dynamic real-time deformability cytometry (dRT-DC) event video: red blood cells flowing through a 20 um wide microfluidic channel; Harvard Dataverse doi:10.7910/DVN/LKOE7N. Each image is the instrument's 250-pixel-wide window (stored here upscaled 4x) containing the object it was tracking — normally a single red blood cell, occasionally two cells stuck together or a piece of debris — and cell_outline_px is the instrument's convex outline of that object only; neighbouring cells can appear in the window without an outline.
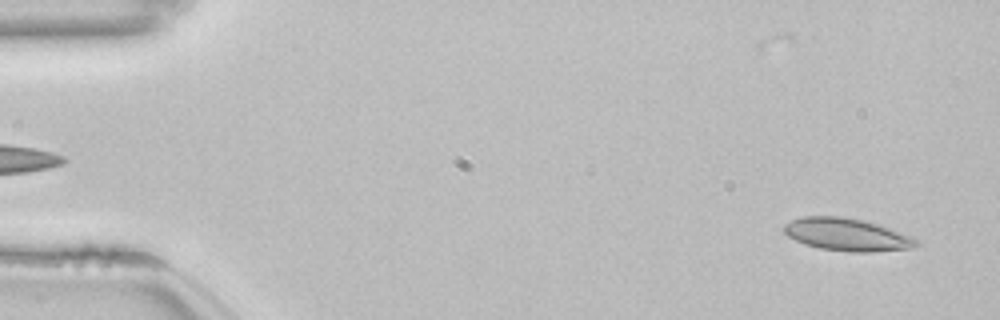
{"species": "common noctule bat (a hibernating species)", "species_latin": "Nyctalus noctula", "temperature_condition": "room temperature", "stored_images_in_passage": 11, "camera_frame_rate_fps": 3000, "um_per_image_px": 0.085, "animal": {"sex": "female", "body_mass_g": 22.7, "forearm_length_mm": 54.2}, "frame": {"image": 1, "passage_image": 2, "time_ms": 0.333, "image_size_px": [1000, 320], "cell_outline_px": [[920, 244], [912, 248], [872, 252], [848, 252], [820, 248], [804, 244], [788, 236], [784, 232], [784, 224], [792, 220], [804, 216], [840, 216], [864, 220], [880, 224], [912, 236]], "centroid_in_image_um": [72.01, 19.94], "position_along_channel_um": 13.0, "area_um2": 25.26}}